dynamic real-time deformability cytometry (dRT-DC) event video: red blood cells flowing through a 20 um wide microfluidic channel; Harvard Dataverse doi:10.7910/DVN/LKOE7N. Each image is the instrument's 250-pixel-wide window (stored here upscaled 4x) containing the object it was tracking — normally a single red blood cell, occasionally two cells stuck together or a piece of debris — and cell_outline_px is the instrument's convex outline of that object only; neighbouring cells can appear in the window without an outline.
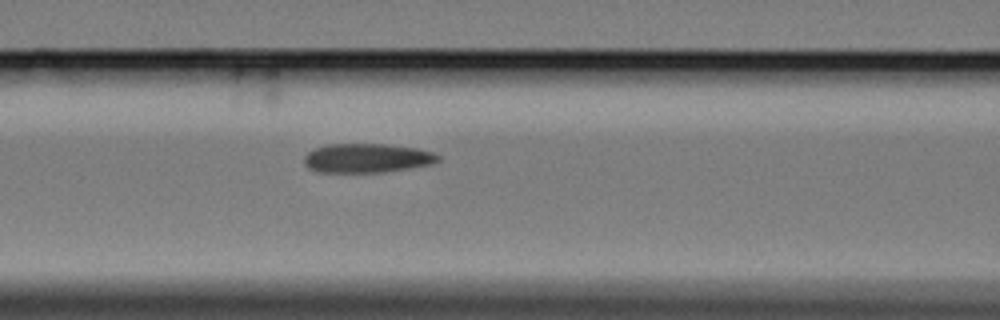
{"species": "Egyptian fruit bat (a non-hibernating species)", "species_latin": "Rousettus aegyptiacus", "temperature_condition": "cold", "stored_images_in_passage": 5, "segment_of_instrument_passage": [1, 2], "camera_frame_rate_fps": 3000, "um_per_image_px": 0.085, "animal": {"sex": "female"}, "frame": {"image": 1, "passage_image": 4, "time_ms": 4.333, "image_size_px": [1000, 320], "cell_outline_px": [[440, 160], [432, 164], [412, 168], [384, 172], [316, 172], [308, 168], [304, 164], [304, 156], [308, 152], [316, 148], [328, 144], [384, 144], [416, 148], [432, 152], [440, 156]], "centroid_in_image_um": [31.19, 13.45], "position_along_channel_um": 135.4, "area_um2": 22.83}}